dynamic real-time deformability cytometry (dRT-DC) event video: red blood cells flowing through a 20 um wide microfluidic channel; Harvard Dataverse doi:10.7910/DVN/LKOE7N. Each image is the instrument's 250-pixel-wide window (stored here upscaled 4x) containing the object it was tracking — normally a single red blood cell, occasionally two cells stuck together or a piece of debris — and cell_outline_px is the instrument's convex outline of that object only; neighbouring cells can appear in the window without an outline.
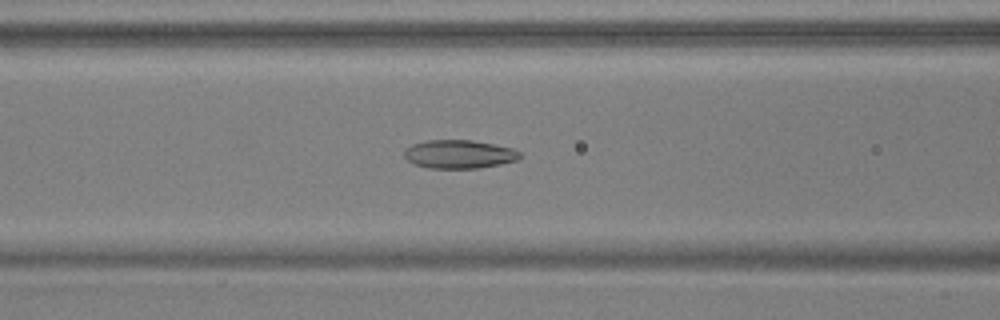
{"species": "common noctule bat (a hibernating species)", "species_latin": "Nyctalus noctula", "temperature_condition": "warm", "stored_images_in_passage": 53, "camera_frame_rate_fps": 3000, "um_per_image_px": 0.085, "animal": {"sex": "male", "body_mass_g": 17.9, "forearm_length_mm": 54.2}, "frame": {"image": 1, "passage_image": 22, "time_ms": 7.0, "image_size_px": [1000, 320], "cell_outline_px": [[524, 156], [516, 160], [500, 164], [480, 168], [428, 168], [412, 164], [404, 156], [404, 148], [412, 144], [428, 140], [472, 140], [512, 148], [520, 152]], "centroid_in_image_um": [39.01, 13.11], "position_along_channel_um": 127.6, "area_um2": 19.31}}
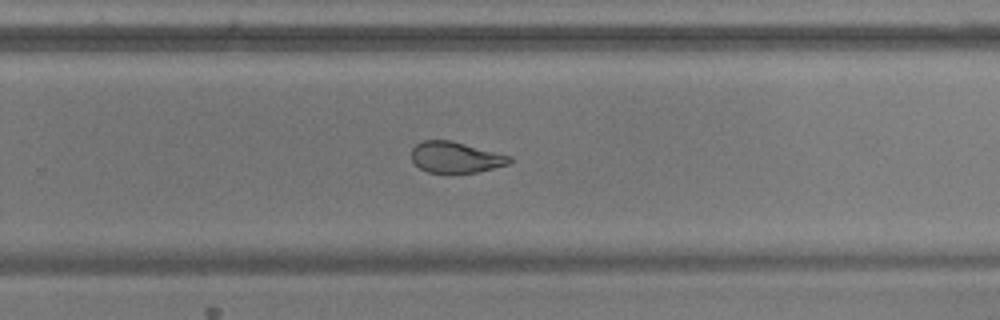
{"frame": {"image": 2, "passage_image": 35, "time_ms": 11.333, "image_size_px": [1000, 320], "cell_outline_px": [[512, 160], [508, 164], [476, 172], [452, 176], [448, 176], [428, 172], [420, 168], [412, 160], [412, 148], [416, 144], [424, 140], [452, 140], [512, 156]], "centroid_in_image_um": [38.72, 13.41], "position_along_channel_um": 291.1, "area_um2": 18.32}}
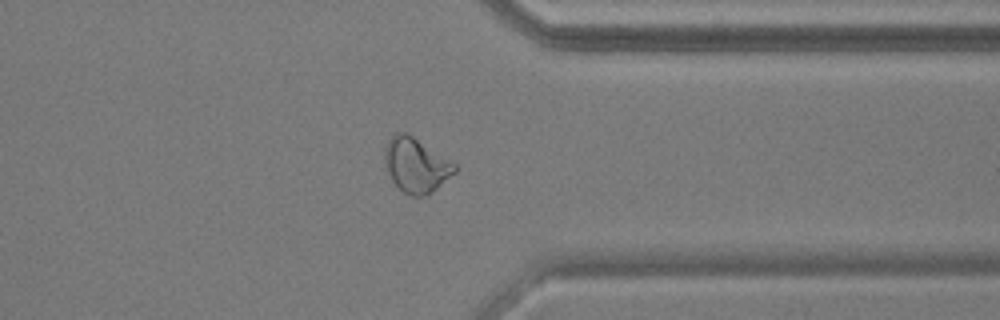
{"frame": {"image": 3, "passage_image": 42, "time_ms": 13.667, "image_size_px": [1000, 320], "cell_outline_px": [[456, 172], [428, 196], [412, 196], [404, 192], [392, 180], [384, 164], [384, 148], [388, 140], [396, 132], [404, 132], [412, 136], [456, 164]], "centroid_in_image_um": [35.35, 14.05], "position_along_channel_um": 376.1, "area_um2": 22.08}, "authors_computed_cell_mechanics": {"area_um2": 21.3282, "velocity_mm_per_s": 3.7798, "shape_relaxation_time_tau1_ms": 9.9893, "shape_relaxation_time_tau2_ms": 1.7311, "deformation_change_tau1": 0.2416, "deformation_change_tau2": 0.0841}}